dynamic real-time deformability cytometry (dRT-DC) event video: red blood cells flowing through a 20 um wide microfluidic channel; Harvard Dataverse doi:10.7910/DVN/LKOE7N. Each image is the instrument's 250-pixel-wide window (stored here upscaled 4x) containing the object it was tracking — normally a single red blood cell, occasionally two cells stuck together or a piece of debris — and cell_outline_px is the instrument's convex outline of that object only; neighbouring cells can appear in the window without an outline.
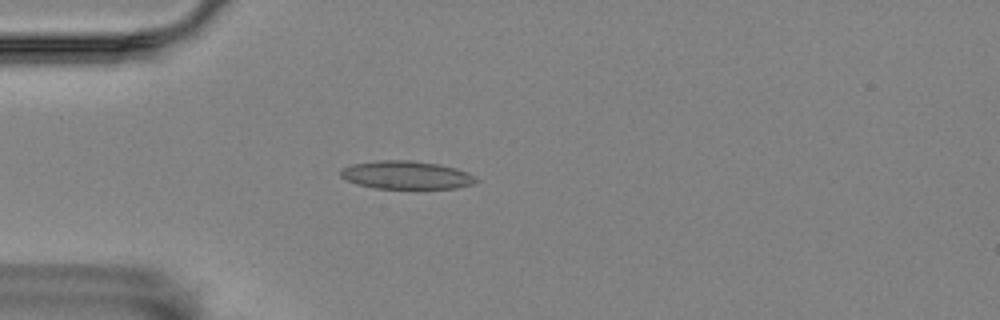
{"species": "Egyptian fruit bat (a non-hibernating species)", "species_latin": "Rousettus aegyptiacus", "temperature_condition": "room temperature", "stored_images_in_passage": 6, "camera_frame_rate_fps": 3000, "um_per_image_px": 0.085, "animal": {"sex": "female"}, "frame": {"image": 1, "passage_image": 1, "time_ms": 0.0, "image_size_px": [1000, 320], "cell_outline_px": [[480, 180], [472, 184], [456, 188], [376, 188], [356, 184], [340, 176], [340, 168], [352, 164], [380, 160], [408, 160], [440, 164], [456, 168], [468, 172], [476, 176]], "centroid_in_image_um": [34.55, 14.87], "position_along_channel_um": 50.4, "area_um2": 22.25}}